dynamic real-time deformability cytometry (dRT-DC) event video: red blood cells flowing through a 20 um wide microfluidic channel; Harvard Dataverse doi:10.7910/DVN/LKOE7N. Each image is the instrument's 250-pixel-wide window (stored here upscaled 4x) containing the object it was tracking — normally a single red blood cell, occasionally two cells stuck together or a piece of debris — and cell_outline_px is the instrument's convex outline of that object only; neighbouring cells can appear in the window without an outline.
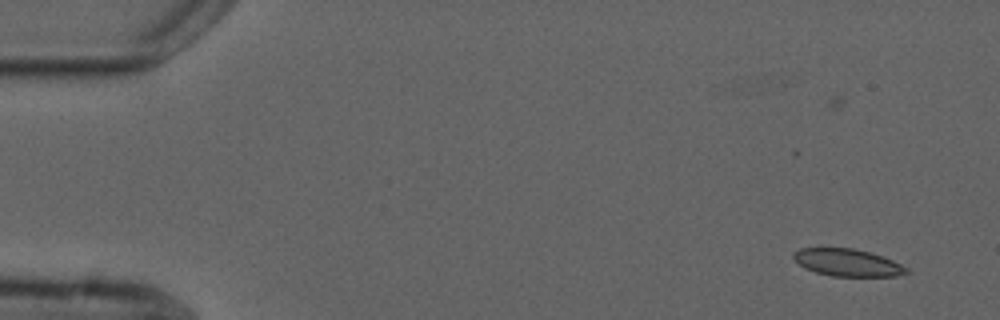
{"species": "common noctule bat (a hibernating species)", "species_latin": "Nyctalus noctula", "temperature_condition": "cold", "stored_images_in_passage": 6, "camera_frame_rate_fps": 3000, "um_per_image_px": 0.085, "animal": {"sex": "male", "forearm_length_mm": 52.5}, "frame": {"image": 1, "passage_image": 2, "time_ms": 1.333, "image_size_px": [1000, 320], "cell_outline_px": [[908, 272], [896, 276], [832, 276], [816, 272], [804, 268], [792, 256], [792, 252], [800, 248], [820, 244], [852, 248], [884, 256], [908, 268]], "centroid_in_image_um": [71.94, 22.26], "position_along_channel_um": 13.1, "area_um2": 18.61}}
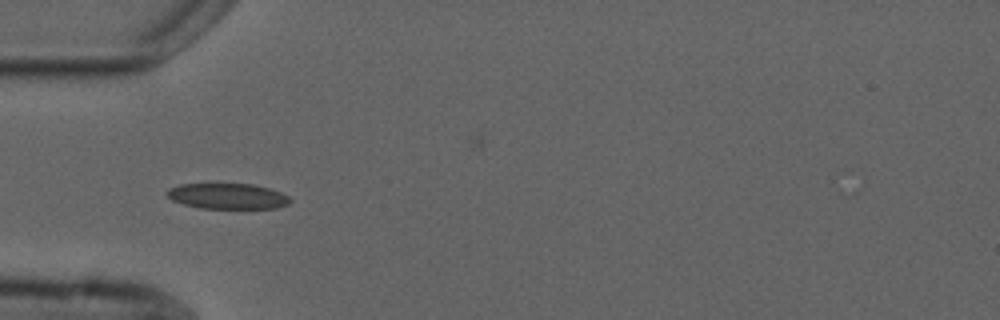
{"frame": {"image": 2, "passage_image": 6, "time_ms": 6.0, "image_size_px": [1000, 320], "cell_outline_px": [[292, 200], [288, 204], [276, 208], [200, 208], [184, 204], [172, 200], [164, 192], [168, 188], [180, 184], [252, 184], [268, 188], [280, 192], [288, 196]], "centroid_in_image_um": [19.32, 16.67], "position_along_channel_um": 65.7, "area_um2": 18.32}}